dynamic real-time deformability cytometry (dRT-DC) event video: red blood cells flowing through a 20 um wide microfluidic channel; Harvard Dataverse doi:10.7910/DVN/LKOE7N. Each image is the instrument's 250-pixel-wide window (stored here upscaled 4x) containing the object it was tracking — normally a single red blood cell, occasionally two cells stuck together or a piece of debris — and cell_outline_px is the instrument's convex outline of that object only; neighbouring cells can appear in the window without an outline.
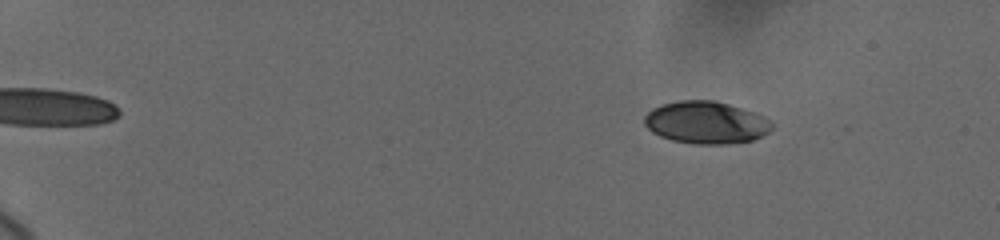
{"species": "human", "species_latin": "Homo sapiens", "temperature_condition": "cold", "stored_images_in_passage": 26, "camera_frame_rate_fps": 3000, "um_per_image_px": 0.085, "donor": {"sex": "female"}, "frame": {"image": 1, "passage_image": 1, "time_ms": 0.0, "image_size_px": [1000, 240], "cell_outline_px": [[772, 128], [768, 132], [752, 140], [728, 144], [692, 144], [672, 140], [660, 136], [652, 132], [644, 124], [644, 116], [652, 108], [660, 104], [680, 100], [716, 100], [756, 112], [764, 116], [772, 124]], "centroid_in_image_um": [59.99, 10.4], "position_along_channel_um": 25.0, "area_um2": 31.67}}
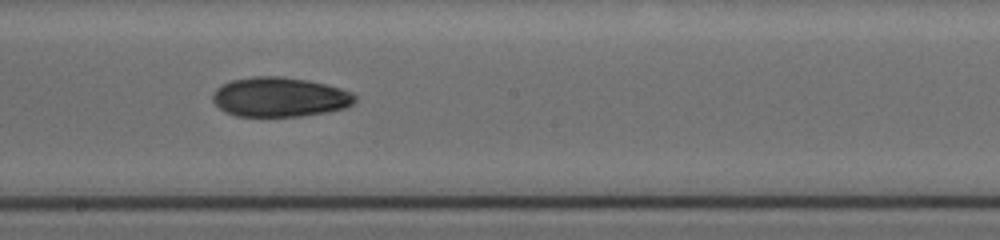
{"frame": {"image": 2, "passage_image": 14, "time_ms": 9.0, "image_size_px": [1000, 240], "cell_outline_px": [[356, 100], [352, 104], [344, 108], [328, 112], [300, 116], [236, 116], [224, 112], [212, 100], [212, 96], [216, 88], [232, 80], [252, 76], [280, 76], [308, 80], [340, 88], [352, 92], [356, 96]], "centroid_in_image_um": [23.77, 8.25], "position_along_channel_um": 224.4, "area_um2": 32.83}}
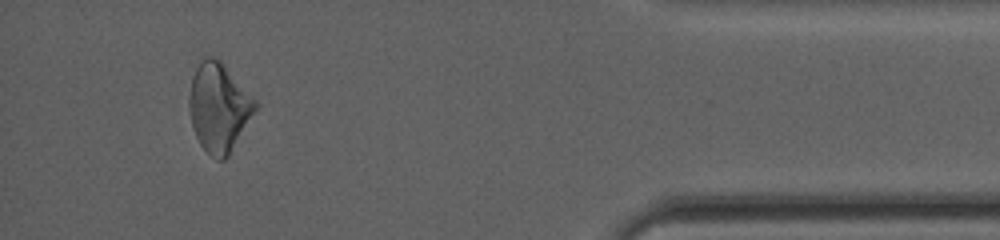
{"frame": {"image": 3, "passage_image": 24, "time_ms": 15.333, "image_size_px": [1000, 240], "cell_outline_px": [[260, 108], [228, 156], [224, 160], [216, 160], [200, 144], [196, 136], [192, 124], [188, 104], [188, 96], [192, 80], [196, 68], [204, 56], [216, 56], [224, 64], [260, 104]], "centroid_in_image_um": [18.64, 9.13], "position_along_channel_um": 416.6, "area_um2": 34.56}, "authors_computed_cell_mechanics": {"area_um2": 32.8882, "velocity_mm_per_s": 3.686, "shape_relaxation_time_tau1_ms": 3.5226, "shape_relaxation_time_tau2_ms": null, "deformation_change_tau1": 0.0935, "deformation_change_tau2": null}}